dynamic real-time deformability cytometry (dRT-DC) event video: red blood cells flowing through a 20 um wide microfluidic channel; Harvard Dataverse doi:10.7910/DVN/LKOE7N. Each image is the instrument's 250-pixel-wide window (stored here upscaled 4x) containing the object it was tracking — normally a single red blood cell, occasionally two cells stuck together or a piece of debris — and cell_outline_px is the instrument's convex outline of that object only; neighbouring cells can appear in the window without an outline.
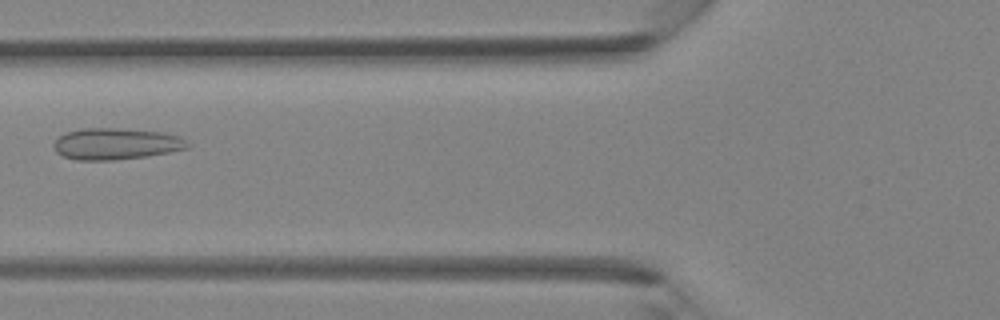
{"species": "Egyptian fruit bat (a non-hibernating species)", "species_latin": "Rousettus aegyptiacus", "temperature_condition": "room temperature", "stored_images_in_passage": 30, "camera_frame_rate_fps": 3000, "um_per_image_px": 0.085, "animal": {"sex": "female"}, "frame": {"image": 1, "passage_image": 5, "time_ms": 1.333, "image_size_px": [1000, 320], "cell_outline_px": [[192, 144], [188, 148], [148, 156], [116, 160], [76, 160], [64, 156], [56, 152], [52, 144], [60, 136], [68, 132], [84, 128], [112, 128], [164, 132], [180, 136]], "centroid_in_image_um": [9.89, 12.23], "position_along_channel_um": 115.9, "area_um2": 24.57}}
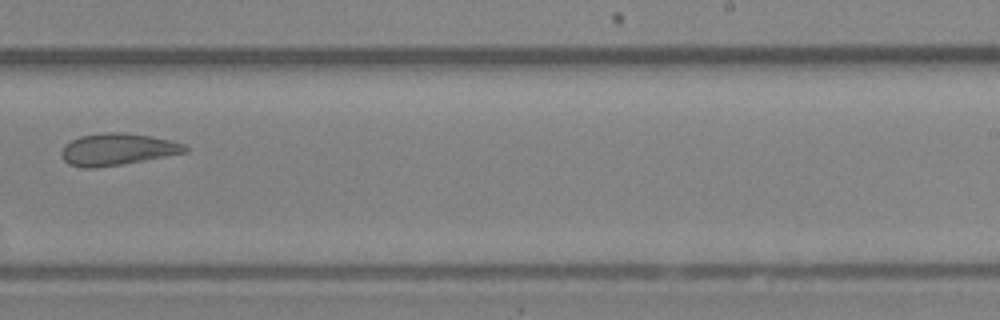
{"frame": {"image": 2, "passage_image": 15, "time_ms": 4.667, "image_size_px": [1000, 320], "cell_outline_px": [[188, 152], [144, 160], [96, 168], [84, 168], [68, 164], [64, 160], [60, 152], [72, 140], [80, 136], [108, 132], [124, 132], [172, 140], [184, 144], [188, 148]], "centroid_in_image_um": [9.99, 12.69], "position_along_channel_um": 279.0, "area_um2": 22.72}}
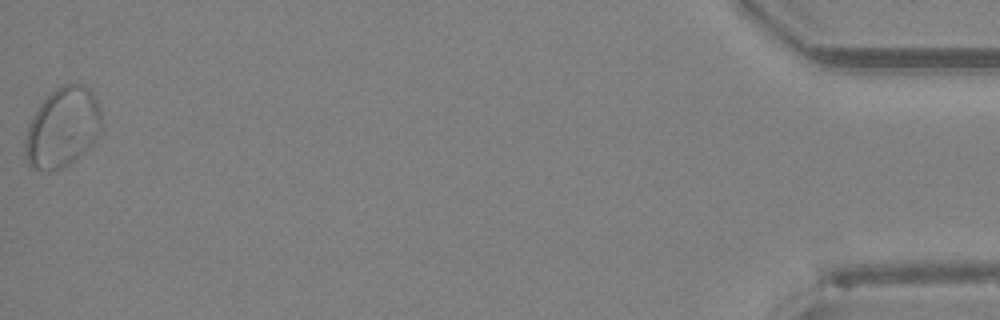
{"frame": {"image": 3, "passage_image": 30, "time_ms": 9.667, "image_size_px": [1000, 320], "cell_outline_px": [[100, 132], [92, 144], [76, 160], [64, 168], [48, 172], [32, 168], [28, 164], [24, 152], [24, 140], [28, 124], [32, 116], [40, 104], [60, 84], [84, 84], [92, 92], [100, 108]], "centroid_in_image_um": [5.29, 10.87], "position_along_channel_um": 429.9, "area_um2": 35.78}}